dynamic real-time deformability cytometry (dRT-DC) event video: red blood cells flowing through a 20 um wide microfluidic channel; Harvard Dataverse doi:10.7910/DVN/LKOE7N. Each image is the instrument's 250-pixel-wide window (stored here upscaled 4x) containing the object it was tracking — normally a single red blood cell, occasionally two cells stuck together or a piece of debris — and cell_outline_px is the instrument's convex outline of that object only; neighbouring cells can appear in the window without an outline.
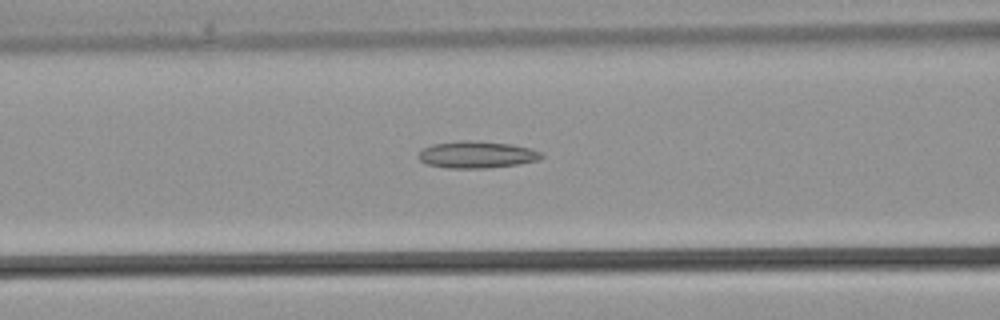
{"species": "common noctule bat (a hibernating species)", "species_latin": "Nyctalus noctula", "temperature_condition": "warm", "stored_images_in_passage": 21, "camera_frame_rate_fps": 3000, "um_per_image_px": 0.085, "animal": {"sex": "male", "body_mass_g": 21.5, "forearm_length_mm": 52.0}, "frame": {"image": 1, "passage_image": 7, "time_ms": 2.0, "image_size_px": [1000, 320], "cell_outline_px": [[544, 156], [536, 160], [516, 164], [488, 168], [448, 168], [428, 164], [420, 160], [416, 156], [424, 148], [432, 144], [460, 140], [468, 140], [512, 144], [532, 148], [540, 152]], "centroid_in_image_um": [40.51, 13.13], "position_along_channel_um": 126.1, "area_um2": 19.19}}
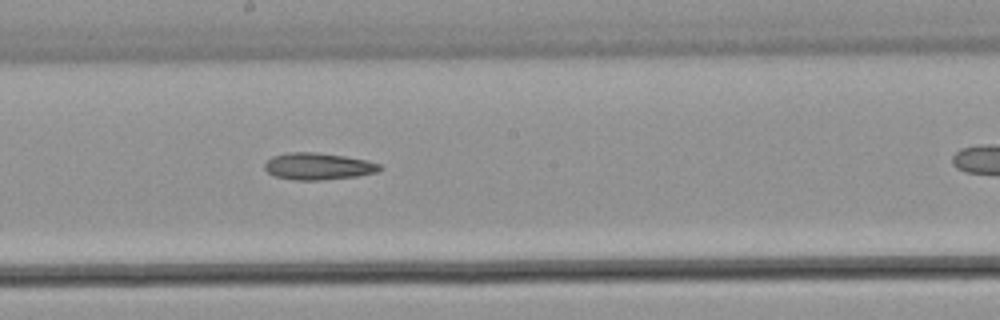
{"frame": {"image": 2, "passage_image": 12, "time_ms": 3.667, "image_size_px": [1000, 320], "cell_outline_px": [[384, 168], [376, 172], [356, 176], [320, 180], [296, 180], [276, 176], [268, 172], [264, 168], [264, 164], [272, 156], [288, 152], [316, 152], [344, 156], [368, 160], [380, 164]], "centroid_in_image_um": [27.05, 14.13], "position_along_channel_um": 221.1, "area_um2": 17.98}}
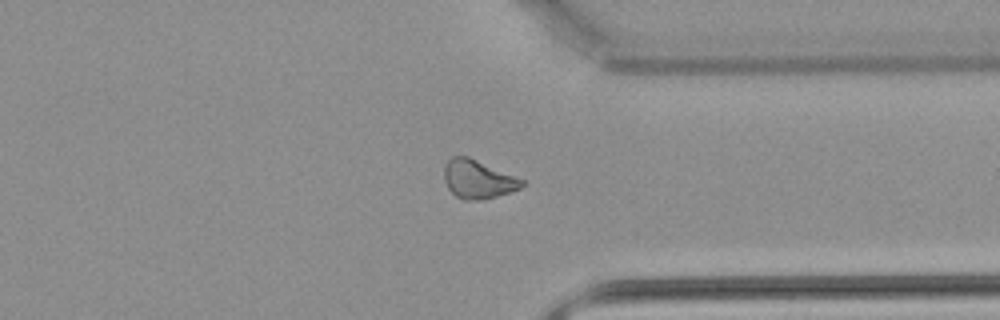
{"frame": {"image": 3, "passage_image": 20, "time_ms": 6.333, "image_size_px": [1000, 320], "cell_outline_px": [[524, 184], [520, 188], [484, 200], [464, 200], [456, 196], [448, 188], [444, 180], [444, 168], [448, 160], [452, 156], [468, 156], [524, 180]], "centroid_in_image_um": [40.6, 15.24], "position_along_channel_um": 370.8, "area_um2": 17.28}}